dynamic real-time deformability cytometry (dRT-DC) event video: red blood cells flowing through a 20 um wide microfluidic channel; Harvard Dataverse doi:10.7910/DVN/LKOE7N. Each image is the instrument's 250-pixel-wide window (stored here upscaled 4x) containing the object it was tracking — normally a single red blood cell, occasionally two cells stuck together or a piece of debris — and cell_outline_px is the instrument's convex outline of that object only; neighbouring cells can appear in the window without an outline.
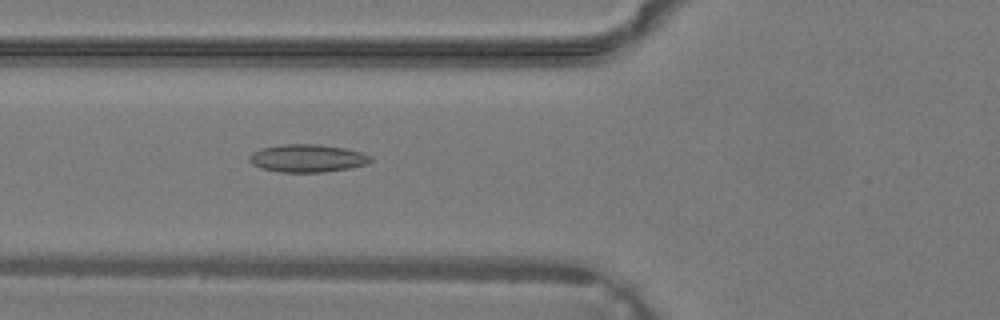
{"species": "common noctule bat (a hibernating species)", "species_latin": "Nyctalus noctula", "temperature_condition": "warm", "stored_images_in_passage": 33, "camera_frame_rate_fps": 3000, "um_per_image_px": 0.085, "animal": {"sex": "male", "body_mass_g": 19.2, "forearm_length_mm": 51.8}, "frame": {"image": 1, "passage_image": 9, "time_ms": 2.667, "image_size_px": [1000, 320], "cell_outline_px": [[372, 160], [368, 164], [348, 168], [324, 172], [280, 172], [260, 168], [252, 164], [248, 160], [248, 156], [252, 152], [260, 148], [284, 144], [320, 144], [344, 148], [360, 152], [372, 156]], "centroid_in_image_um": [26.1, 13.45], "position_along_channel_um": 99.7, "area_um2": 19.77}}
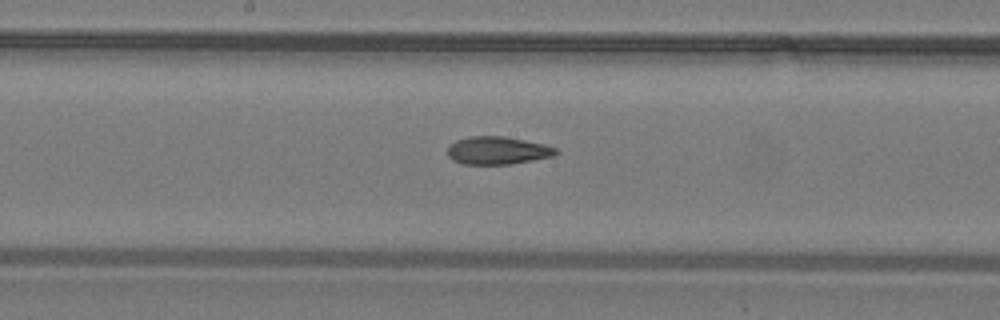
{"frame": {"image": 2, "passage_image": 15, "time_ms": 4.667, "image_size_px": [1000, 320], "cell_outline_px": [[560, 152], [552, 156], [512, 164], [460, 164], [452, 160], [448, 156], [448, 148], [456, 140], [472, 136], [504, 136], [544, 144], [556, 148]], "centroid_in_image_um": [42.29, 12.8], "position_along_channel_um": 205.9, "area_um2": 17.51}}
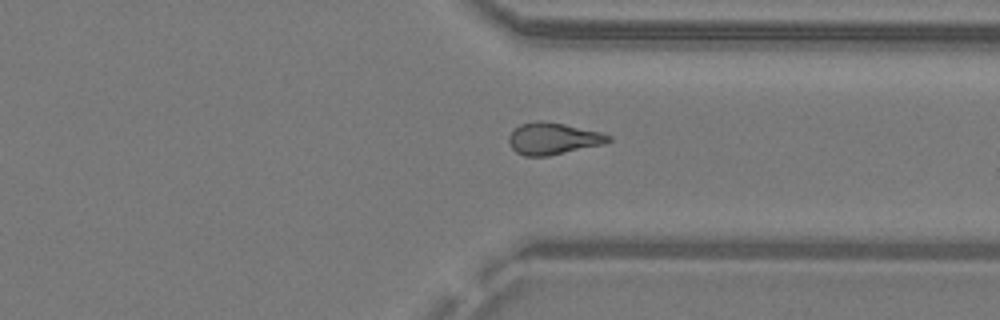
{"frame": {"image": 3, "passage_image": 24, "time_ms": 7.667, "image_size_px": [1000, 320], "cell_outline_px": [[612, 140], [604, 144], [548, 156], [524, 156], [516, 152], [512, 148], [508, 140], [508, 136], [520, 124], [536, 120], [564, 124], [600, 132], [612, 136]], "centroid_in_image_um": [47.01, 11.78], "position_along_channel_um": 364.4, "area_um2": 18.38}}